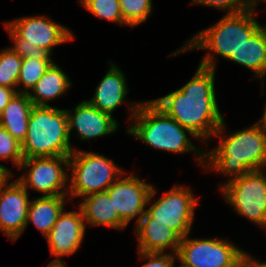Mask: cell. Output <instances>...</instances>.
I'll list each match as a JSON object with an SVG mask.
<instances>
[{"mask_svg":"<svg viewBox=\"0 0 266 267\" xmlns=\"http://www.w3.org/2000/svg\"><path fill=\"white\" fill-rule=\"evenodd\" d=\"M215 71L198 65L194 77L183 87L152 99L161 110L201 142L212 138L224 120L216 100Z\"/></svg>","mask_w":266,"mask_h":267,"instance_id":"6da1fadb","label":"cell"},{"mask_svg":"<svg viewBox=\"0 0 266 267\" xmlns=\"http://www.w3.org/2000/svg\"><path fill=\"white\" fill-rule=\"evenodd\" d=\"M225 127L223 120L214 134V137L221 139L220 143L210 152L204 151V170L228 176L225 183L250 171L265 170L266 128L262 121L259 120L250 127L229 133L227 137L224 135Z\"/></svg>","mask_w":266,"mask_h":267,"instance_id":"7a4b0ae2","label":"cell"},{"mask_svg":"<svg viewBox=\"0 0 266 267\" xmlns=\"http://www.w3.org/2000/svg\"><path fill=\"white\" fill-rule=\"evenodd\" d=\"M130 122L127 133L154 149L173 153L194 152L197 162L204 165V151L195 147L187 128L168 116L152 100L129 105ZM188 133V134H187ZM201 150V151H200Z\"/></svg>","mask_w":266,"mask_h":267,"instance_id":"3957f363","label":"cell"},{"mask_svg":"<svg viewBox=\"0 0 266 267\" xmlns=\"http://www.w3.org/2000/svg\"><path fill=\"white\" fill-rule=\"evenodd\" d=\"M255 7L257 4L239 13H226L216 24L198 32L170 56L193 49H206V51L209 50V53L203 57L199 65L216 69L215 55H220L228 60L231 54L235 53L245 40L261 26L255 19V15L258 13Z\"/></svg>","mask_w":266,"mask_h":267,"instance_id":"277c9868","label":"cell"},{"mask_svg":"<svg viewBox=\"0 0 266 267\" xmlns=\"http://www.w3.org/2000/svg\"><path fill=\"white\" fill-rule=\"evenodd\" d=\"M24 158L70 156L72 149L65 109L33 106L25 139L21 143Z\"/></svg>","mask_w":266,"mask_h":267,"instance_id":"5b68a950","label":"cell"},{"mask_svg":"<svg viewBox=\"0 0 266 267\" xmlns=\"http://www.w3.org/2000/svg\"><path fill=\"white\" fill-rule=\"evenodd\" d=\"M4 25L14 44L10 48L21 58L52 60L54 46L74 40L70 29L45 15L20 17Z\"/></svg>","mask_w":266,"mask_h":267,"instance_id":"8992f818","label":"cell"},{"mask_svg":"<svg viewBox=\"0 0 266 267\" xmlns=\"http://www.w3.org/2000/svg\"><path fill=\"white\" fill-rule=\"evenodd\" d=\"M68 197L107 191V189L125 172L104 155L75 149L69 156Z\"/></svg>","mask_w":266,"mask_h":267,"instance_id":"52a82bcc","label":"cell"},{"mask_svg":"<svg viewBox=\"0 0 266 267\" xmlns=\"http://www.w3.org/2000/svg\"><path fill=\"white\" fill-rule=\"evenodd\" d=\"M263 171H250L222 183L219 190L238 214L266 229V176Z\"/></svg>","mask_w":266,"mask_h":267,"instance_id":"ba28073f","label":"cell"},{"mask_svg":"<svg viewBox=\"0 0 266 267\" xmlns=\"http://www.w3.org/2000/svg\"><path fill=\"white\" fill-rule=\"evenodd\" d=\"M238 246L220 238L181 239L177 252L179 267H235L245 256Z\"/></svg>","mask_w":266,"mask_h":267,"instance_id":"9c48e42d","label":"cell"},{"mask_svg":"<svg viewBox=\"0 0 266 267\" xmlns=\"http://www.w3.org/2000/svg\"><path fill=\"white\" fill-rule=\"evenodd\" d=\"M69 156L24 158L19 169L27 170L16 179L27 191L33 188L44 196H68ZM26 174V175H25Z\"/></svg>","mask_w":266,"mask_h":267,"instance_id":"30bf717a","label":"cell"},{"mask_svg":"<svg viewBox=\"0 0 266 267\" xmlns=\"http://www.w3.org/2000/svg\"><path fill=\"white\" fill-rule=\"evenodd\" d=\"M198 202L190 187L177 185L150 204L141 218L168 225L183 238L191 231Z\"/></svg>","mask_w":266,"mask_h":267,"instance_id":"8fae6325","label":"cell"},{"mask_svg":"<svg viewBox=\"0 0 266 267\" xmlns=\"http://www.w3.org/2000/svg\"><path fill=\"white\" fill-rule=\"evenodd\" d=\"M107 192L113 200L114 212L128 225L136 217L137 223L145 214V208L155 196L156 188L131 173L127 177L120 175Z\"/></svg>","mask_w":266,"mask_h":267,"instance_id":"7c38bea8","label":"cell"},{"mask_svg":"<svg viewBox=\"0 0 266 267\" xmlns=\"http://www.w3.org/2000/svg\"><path fill=\"white\" fill-rule=\"evenodd\" d=\"M28 191L17 181L7 183L0 192V230L16 242L27 227L30 201Z\"/></svg>","mask_w":266,"mask_h":267,"instance_id":"4fadbf2b","label":"cell"},{"mask_svg":"<svg viewBox=\"0 0 266 267\" xmlns=\"http://www.w3.org/2000/svg\"><path fill=\"white\" fill-rule=\"evenodd\" d=\"M86 224L81 210L59 215L55 225L45 237L54 260L61 261L63 256L74 254L82 244Z\"/></svg>","mask_w":266,"mask_h":267,"instance_id":"5bb4252c","label":"cell"},{"mask_svg":"<svg viewBox=\"0 0 266 267\" xmlns=\"http://www.w3.org/2000/svg\"><path fill=\"white\" fill-rule=\"evenodd\" d=\"M65 110L68 117L69 138L74 129L81 141L107 136L118 129V121L113 116L98 110L87 100L78 103L73 111Z\"/></svg>","mask_w":266,"mask_h":267,"instance_id":"9a60e30c","label":"cell"},{"mask_svg":"<svg viewBox=\"0 0 266 267\" xmlns=\"http://www.w3.org/2000/svg\"><path fill=\"white\" fill-rule=\"evenodd\" d=\"M134 227L138 251L164 253L169 248L177 254L182 237L168 225L153 223V218H140Z\"/></svg>","mask_w":266,"mask_h":267,"instance_id":"2e32d148","label":"cell"},{"mask_svg":"<svg viewBox=\"0 0 266 267\" xmlns=\"http://www.w3.org/2000/svg\"><path fill=\"white\" fill-rule=\"evenodd\" d=\"M109 63V71L97 85L91 100L87 101L103 113L113 116V111L125 102L128 85L124 72L116 64Z\"/></svg>","mask_w":266,"mask_h":267,"instance_id":"e0dca14e","label":"cell"},{"mask_svg":"<svg viewBox=\"0 0 266 267\" xmlns=\"http://www.w3.org/2000/svg\"><path fill=\"white\" fill-rule=\"evenodd\" d=\"M85 224L92 226H107L115 229H124L126 224L114 212L113 200L107 191L96 192L84 196L79 205Z\"/></svg>","mask_w":266,"mask_h":267,"instance_id":"ac0fdd59","label":"cell"},{"mask_svg":"<svg viewBox=\"0 0 266 267\" xmlns=\"http://www.w3.org/2000/svg\"><path fill=\"white\" fill-rule=\"evenodd\" d=\"M254 72L262 80L266 76V25H261L245 42L228 58Z\"/></svg>","mask_w":266,"mask_h":267,"instance_id":"d6986e66","label":"cell"},{"mask_svg":"<svg viewBox=\"0 0 266 267\" xmlns=\"http://www.w3.org/2000/svg\"><path fill=\"white\" fill-rule=\"evenodd\" d=\"M71 85L66 73L54 62L28 93V97L34 106H49L47 101L62 96Z\"/></svg>","mask_w":266,"mask_h":267,"instance_id":"ffe728a7","label":"cell"},{"mask_svg":"<svg viewBox=\"0 0 266 267\" xmlns=\"http://www.w3.org/2000/svg\"><path fill=\"white\" fill-rule=\"evenodd\" d=\"M33 106L28 94L16 93L0 114V126L20 143L26 137Z\"/></svg>","mask_w":266,"mask_h":267,"instance_id":"44dd1931","label":"cell"},{"mask_svg":"<svg viewBox=\"0 0 266 267\" xmlns=\"http://www.w3.org/2000/svg\"><path fill=\"white\" fill-rule=\"evenodd\" d=\"M68 196H40L30 201L27 225L32 223L46 237L64 210Z\"/></svg>","mask_w":266,"mask_h":267,"instance_id":"7402d4cb","label":"cell"},{"mask_svg":"<svg viewBox=\"0 0 266 267\" xmlns=\"http://www.w3.org/2000/svg\"><path fill=\"white\" fill-rule=\"evenodd\" d=\"M53 63V60L23 58L18 76L16 92L28 94Z\"/></svg>","mask_w":266,"mask_h":267,"instance_id":"603a6c76","label":"cell"},{"mask_svg":"<svg viewBox=\"0 0 266 267\" xmlns=\"http://www.w3.org/2000/svg\"><path fill=\"white\" fill-rule=\"evenodd\" d=\"M22 60L10 47L0 51V86L16 91Z\"/></svg>","mask_w":266,"mask_h":267,"instance_id":"cb8c5ba5","label":"cell"},{"mask_svg":"<svg viewBox=\"0 0 266 267\" xmlns=\"http://www.w3.org/2000/svg\"><path fill=\"white\" fill-rule=\"evenodd\" d=\"M79 2L97 18L128 25L123 19L119 0H79Z\"/></svg>","mask_w":266,"mask_h":267,"instance_id":"d4e9b609","label":"cell"},{"mask_svg":"<svg viewBox=\"0 0 266 267\" xmlns=\"http://www.w3.org/2000/svg\"><path fill=\"white\" fill-rule=\"evenodd\" d=\"M152 0H119L124 21L131 28L147 20L152 11Z\"/></svg>","mask_w":266,"mask_h":267,"instance_id":"484cf974","label":"cell"},{"mask_svg":"<svg viewBox=\"0 0 266 267\" xmlns=\"http://www.w3.org/2000/svg\"><path fill=\"white\" fill-rule=\"evenodd\" d=\"M0 159L12 161L19 168L24 159L21 143L0 126Z\"/></svg>","mask_w":266,"mask_h":267,"instance_id":"4316f807","label":"cell"},{"mask_svg":"<svg viewBox=\"0 0 266 267\" xmlns=\"http://www.w3.org/2000/svg\"><path fill=\"white\" fill-rule=\"evenodd\" d=\"M192 3L227 10V14L245 11L254 4L250 0H193Z\"/></svg>","mask_w":266,"mask_h":267,"instance_id":"83f0119b","label":"cell"},{"mask_svg":"<svg viewBox=\"0 0 266 267\" xmlns=\"http://www.w3.org/2000/svg\"><path fill=\"white\" fill-rule=\"evenodd\" d=\"M140 259L148 260L142 267H175L177 254L138 251ZM175 255V256H174Z\"/></svg>","mask_w":266,"mask_h":267,"instance_id":"f1b7e54d","label":"cell"},{"mask_svg":"<svg viewBox=\"0 0 266 267\" xmlns=\"http://www.w3.org/2000/svg\"><path fill=\"white\" fill-rule=\"evenodd\" d=\"M16 93L13 88L0 86V114Z\"/></svg>","mask_w":266,"mask_h":267,"instance_id":"f546056e","label":"cell"},{"mask_svg":"<svg viewBox=\"0 0 266 267\" xmlns=\"http://www.w3.org/2000/svg\"><path fill=\"white\" fill-rule=\"evenodd\" d=\"M13 177L12 172L8 167L0 164V192L1 189L8 183L9 179Z\"/></svg>","mask_w":266,"mask_h":267,"instance_id":"4dcf8cb0","label":"cell"},{"mask_svg":"<svg viewBox=\"0 0 266 267\" xmlns=\"http://www.w3.org/2000/svg\"><path fill=\"white\" fill-rule=\"evenodd\" d=\"M236 267H255V265L246 256H244Z\"/></svg>","mask_w":266,"mask_h":267,"instance_id":"1f68e13d","label":"cell"},{"mask_svg":"<svg viewBox=\"0 0 266 267\" xmlns=\"http://www.w3.org/2000/svg\"><path fill=\"white\" fill-rule=\"evenodd\" d=\"M250 253H245V256L255 265V267H266V261L259 262L255 258L249 255Z\"/></svg>","mask_w":266,"mask_h":267,"instance_id":"d6a6232c","label":"cell"},{"mask_svg":"<svg viewBox=\"0 0 266 267\" xmlns=\"http://www.w3.org/2000/svg\"><path fill=\"white\" fill-rule=\"evenodd\" d=\"M46 267H67L64 261L52 260Z\"/></svg>","mask_w":266,"mask_h":267,"instance_id":"836d02e7","label":"cell"},{"mask_svg":"<svg viewBox=\"0 0 266 267\" xmlns=\"http://www.w3.org/2000/svg\"><path fill=\"white\" fill-rule=\"evenodd\" d=\"M260 120L262 121V123L264 124V126L266 128V106L264 108V113H263L262 118Z\"/></svg>","mask_w":266,"mask_h":267,"instance_id":"e575fe53","label":"cell"},{"mask_svg":"<svg viewBox=\"0 0 266 267\" xmlns=\"http://www.w3.org/2000/svg\"><path fill=\"white\" fill-rule=\"evenodd\" d=\"M253 4H258L260 1H262V0H250ZM264 2L266 1V0H263Z\"/></svg>","mask_w":266,"mask_h":267,"instance_id":"d590c367","label":"cell"}]
</instances>
